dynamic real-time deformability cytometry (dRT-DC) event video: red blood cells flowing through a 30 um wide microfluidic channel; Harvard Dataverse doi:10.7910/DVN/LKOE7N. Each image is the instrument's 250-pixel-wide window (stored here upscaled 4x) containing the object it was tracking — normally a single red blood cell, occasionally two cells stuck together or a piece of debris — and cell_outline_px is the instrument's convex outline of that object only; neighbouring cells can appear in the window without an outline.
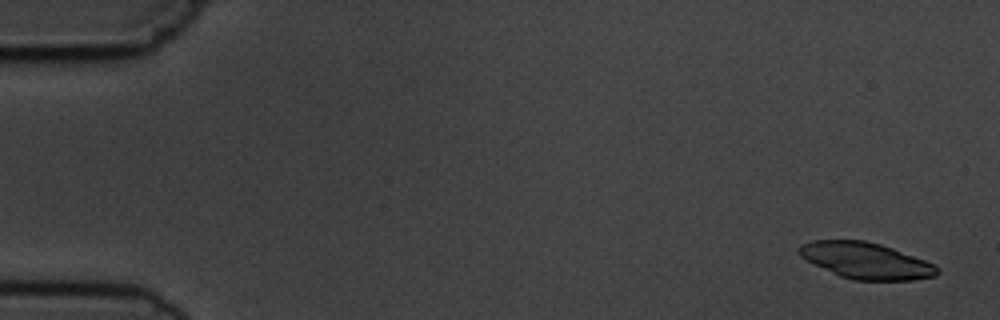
{"species": "common noctule bat (a hibernating species)", "species_latin": "Nyctalus noctula", "temperature_condition": "cold", "stored_images_in_passage": 6, "segment_of_instrument_passage": [1, 2], "camera_frame_rate_fps": 3000, "um_per_image_px": 0.085, "animal": {"sex": "male", "body_mass_g": 19.5, "forearm_length_mm": 54.6}, "frame": {"image": 1, "passage_image": 1, "time_ms": 0.0, "image_size_px": [1000, 320], "cell_outline_px": [[940, 272], [936, 276], [912, 280], [852, 280], [840, 276], [800, 256], [796, 248], [800, 244], [812, 240], [864, 240], [880, 244], [892, 248], [936, 264], [940, 268]], "centroid_in_image_um": [73.63, 22.15], "position_along_channel_um": 11.4, "area_um2": 29.13}}